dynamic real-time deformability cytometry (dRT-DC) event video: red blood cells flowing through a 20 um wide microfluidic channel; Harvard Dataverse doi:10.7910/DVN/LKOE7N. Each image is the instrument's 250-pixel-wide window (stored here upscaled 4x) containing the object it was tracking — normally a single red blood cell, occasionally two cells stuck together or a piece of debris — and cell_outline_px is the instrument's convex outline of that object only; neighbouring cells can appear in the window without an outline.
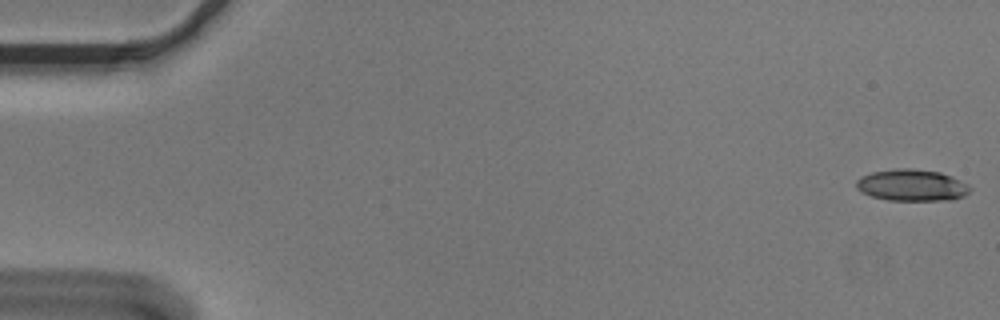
{"species": "Egyptian fruit bat (a non-hibernating species)", "species_latin": "Rousettus aegyptiacus", "temperature_condition": "cold", "stored_images_in_passage": 9, "camera_frame_rate_fps": 3000, "um_per_image_px": 0.085, "animal": {"sex": "male"}, "frame": {"image": 1, "passage_image": 1, "time_ms": 0.0, "image_size_px": [1000, 320], "cell_outline_px": [[972, 188], [964, 196], [952, 200], [888, 200], [872, 196], [860, 192], [856, 188], [856, 180], [872, 172], [900, 168], [912, 168], [940, 172], [952, 176], [968, 184]], "centroid_in_image_um": [77.53, 15.74], "position_along_channel_um": 7.5, "area_um2": 20.98}}